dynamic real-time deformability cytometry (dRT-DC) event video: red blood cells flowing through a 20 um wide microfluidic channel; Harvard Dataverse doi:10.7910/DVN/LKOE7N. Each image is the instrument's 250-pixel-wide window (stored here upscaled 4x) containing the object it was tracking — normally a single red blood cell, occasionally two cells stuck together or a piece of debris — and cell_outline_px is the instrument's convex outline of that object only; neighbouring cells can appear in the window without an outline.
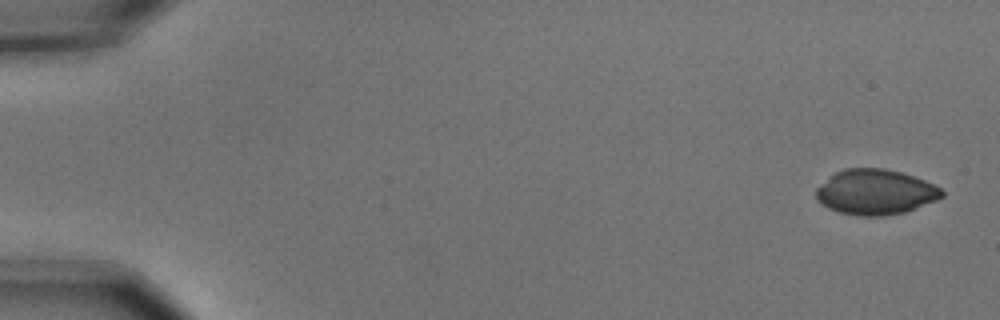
{"species": "common noctule bat (a hibernating species)", "species_latin": "Nyctalus noctula", "temperature_condition": "cold", "stored_images_in_passage": 5, "camera_frame_rate_fps": 3000, "um_per_image_px": 0.085, "animal": {"sex": "male", "body_mass_g": 15.6}, "frame": {"image": 1, "passage_image": 1, "time_ms": 0.0, "image_size_px": [1000, 320], "cell_outline_px": [[944, 196], [936, 200], [904, 212], [884, 216], [860, 216], [840, 212], [828, 208], [816, 196], [816, 188], [836, 172], [844, 168], [884, 168], [900, 172], [924, 180], [940, 188], [944, 192]], "centroid_in_image_um": [74.42, 16.32], "position_along_channel_um": 10.6, "area_um2": 32.77}}